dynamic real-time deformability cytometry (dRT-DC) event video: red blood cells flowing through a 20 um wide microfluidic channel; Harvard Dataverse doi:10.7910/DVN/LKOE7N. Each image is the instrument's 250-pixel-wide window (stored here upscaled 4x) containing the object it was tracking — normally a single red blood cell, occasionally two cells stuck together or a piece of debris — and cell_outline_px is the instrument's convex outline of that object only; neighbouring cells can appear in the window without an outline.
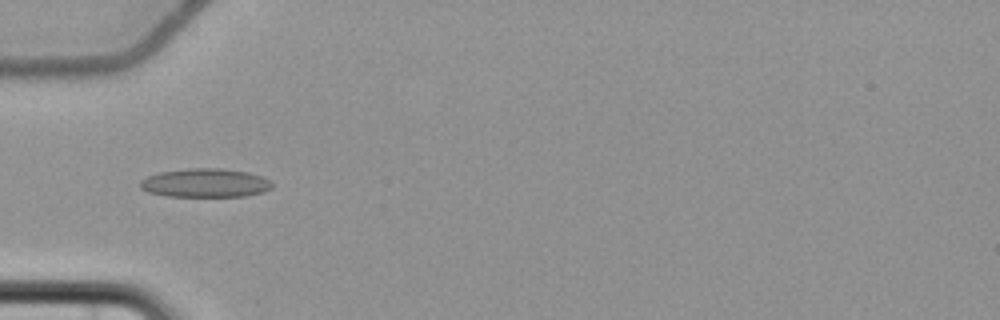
{"species": "common noctule bat (a hibernating species)", "species_latin": "Nyctalus noctula", "temperature_condition": "cold", "stored_images_in_passage": 5, "camera_frame_rate_fps": 3000, "um_per_image_px": 0.085, "animal": {"sex": "female", "body_mass_g": 22.7, "forearm_length_mm": 54.2}, "frame": {"image": 1, "passage_image": 5, "time_ms": 5.333, "image_size_px": [1000, 320], "cell_outline_px": [[272, 188], [264, 192], [244, 196], [168, 196], [148, 192], [140, 188], [140, 180], [148, 176], [160, 172], [188, 168], [220, 168], [248, 172], [260, 176], [268, 180], [272, 184]], "centroid_in_image_um": [17.43, 15.55], "position_along_channel_um": 67.6, "area_um2": 22.02}}